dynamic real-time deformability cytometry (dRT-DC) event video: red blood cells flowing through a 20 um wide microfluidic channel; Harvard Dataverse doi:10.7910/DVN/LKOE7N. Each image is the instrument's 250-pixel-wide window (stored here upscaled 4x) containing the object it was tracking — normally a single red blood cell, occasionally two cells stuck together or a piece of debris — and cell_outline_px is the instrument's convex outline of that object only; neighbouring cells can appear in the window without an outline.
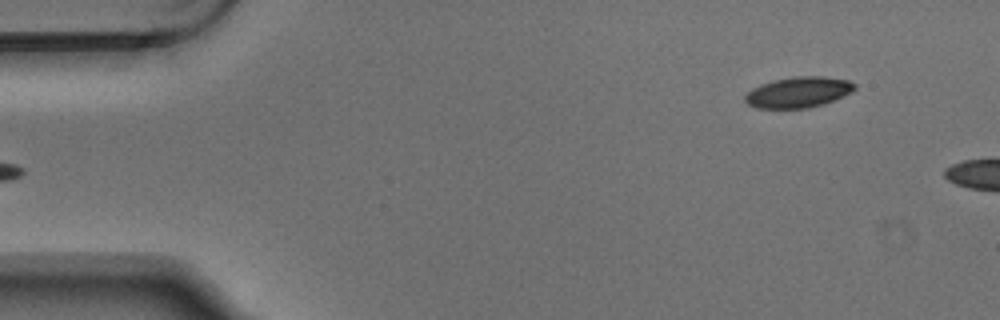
{"species": "Egyptian fruit bat (a non-hibernating species)", "species_latin": "Rousettus aegyptiacus", "temperature_condition": "warm", "stored_images_in_passage": 5, "segment_of_instrument_passage": [2, 2], "camera_frame_rate_fps": 3000, "um_per_image_px": 0.085, "animal": {"sex": "male"}, "frame": {"image": 1, "passage_image": 5, "time_ms": 1.333, "image_size_px": [1000, 320], "cell_outline_px": [[856, 88], [852, 92], [824, 104], [808, 108], [756, 108], [748, 104], [744, 100], [744, 96], [752, 88], [760, 84], [772, 80], [792, 76], [824, 76], [848, 80], [856, 84]], "centroid_in_image_um": [67.86, 7.83], "position_along_channel_um": 17.1, "area_um2": 19.83}}